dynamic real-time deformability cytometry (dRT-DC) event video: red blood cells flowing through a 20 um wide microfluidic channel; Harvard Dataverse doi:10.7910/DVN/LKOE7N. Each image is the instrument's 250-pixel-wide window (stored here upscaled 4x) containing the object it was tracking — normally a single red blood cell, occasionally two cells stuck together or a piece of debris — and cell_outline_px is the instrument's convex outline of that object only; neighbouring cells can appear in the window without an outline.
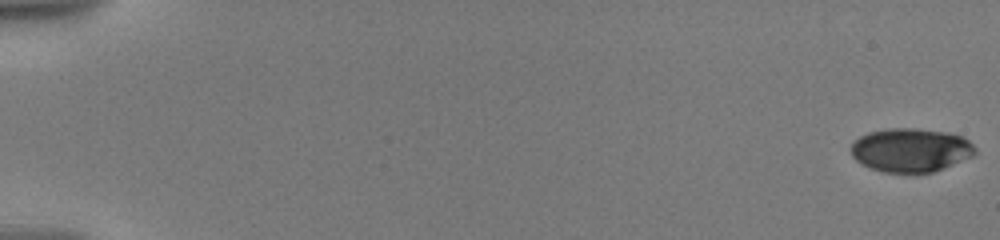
{"species": "human", "species_latin": "Homo sapiens", "temperature_condition": "warm", "stored_images_in_passage": 57, "camera_frame_rate_fps": 3000, "um_per_image_px": 0.085, "donor": {"sex": "male"}, "frame": {"image": 1, "passage_image": 1, "time_ms": 0.0, "image_size_px": [1000, 240], "cell_outline_px": [[976, 152], [972, 156], [932, 172], [884, 172], [872, 168], [856, 160], [852, 156], [852, 144], [860, 136], [868, 132], [892, 128], [912, 128], [944, 132], [960, 136], [968, 140], [976, 148]], "centroid_in_image_um": [77.41, 12.75], "position_along_channel_um": 7.6, "area_um2": 31.04}}
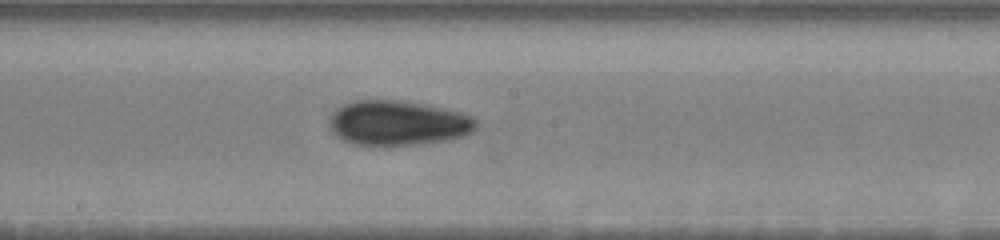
{"frame": {"image": 2, "passage_image": 33, "time_ms": 11.0, "image_size_px": [1000, 240], "cell_outline_px": [[476, 128], [472, 132], [464, 136], [444, 140], [416, 144], [356, 144], [344, 140], [336, 136], [332, 132], [328, 124], [328, 116], [336, 108], [344, 104], [356, 100], [400, 100], [428, 104], [460, 112], [472, 116], [476, 120]], "centroid_in_image_um": [33.8, 10.43], "position_along_channel_um": 214.4, "area_um2": 38.32}}
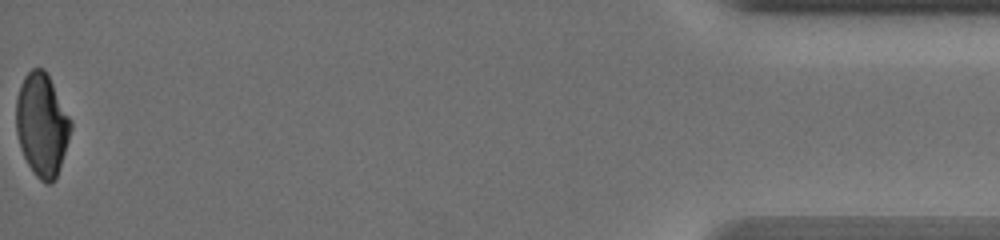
{"frame": {"image": 3, "passage_image": 57, "time_ms": 19.333, "image_size_px": [1000, 240], "cell_outline_px": [[72, 128], [56, 180], [48, 184], [44, 184], [32, 172], [20, 148], [16, 132], [16, 96], [20, 84], [24, 76], [32, 68], [44, 68], [72, 120]], "centroid_in_image_um": [3.56, 10.62], "position_along_channel_um": 431.6, "area_um2": 33.0}, "authors_computed_cell_mechanics": {"area_um2": 34.9112, "velocity_mm_per_s": 3.5843, "shape_relaxation_time_tau1_ms": 4.4701, "shape_relaxation_time_tau2_ms": 3.5095, "deformation_change_tau1": 0.1557, "deformation_change_tau2": 0.0739}}